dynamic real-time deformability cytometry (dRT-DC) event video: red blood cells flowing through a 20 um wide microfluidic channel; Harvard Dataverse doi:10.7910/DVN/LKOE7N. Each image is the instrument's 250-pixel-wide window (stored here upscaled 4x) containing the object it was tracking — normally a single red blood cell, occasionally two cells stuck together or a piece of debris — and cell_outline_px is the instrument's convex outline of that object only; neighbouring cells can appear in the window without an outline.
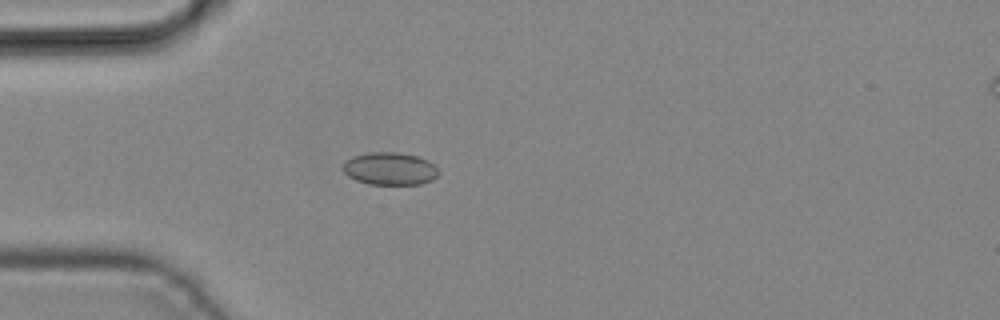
{"species": "common noctule bat (a hibernating species)", "species_latin": "Nyctalus noctula", "temperature_condition": "cold", "stored_images_in_passage": 5, "camera_frame_rate_fps": 3000, "um_per_image_px": 0.085, "animal": {"sex": "male", "body_mass_g": 19.2, "forearm_length_mm": 51.8}, "frame": {"image": 1, "passage_image": 4, "time_ms": 1.0, "image_size_px": [1000, 320], "cell_outline_px": [[440, 172], [432, 180], [420, 184], [368, 184], [356, 180], [348, 176], [344, 172], [344, 160], [352, 156], [368, 152], [396, 152], [416, 156], [428, 160]], "centroid_in_image_um": [33.12, 14.33], "position_along_channel_um": 51.9, "area_um2": 18.15}}